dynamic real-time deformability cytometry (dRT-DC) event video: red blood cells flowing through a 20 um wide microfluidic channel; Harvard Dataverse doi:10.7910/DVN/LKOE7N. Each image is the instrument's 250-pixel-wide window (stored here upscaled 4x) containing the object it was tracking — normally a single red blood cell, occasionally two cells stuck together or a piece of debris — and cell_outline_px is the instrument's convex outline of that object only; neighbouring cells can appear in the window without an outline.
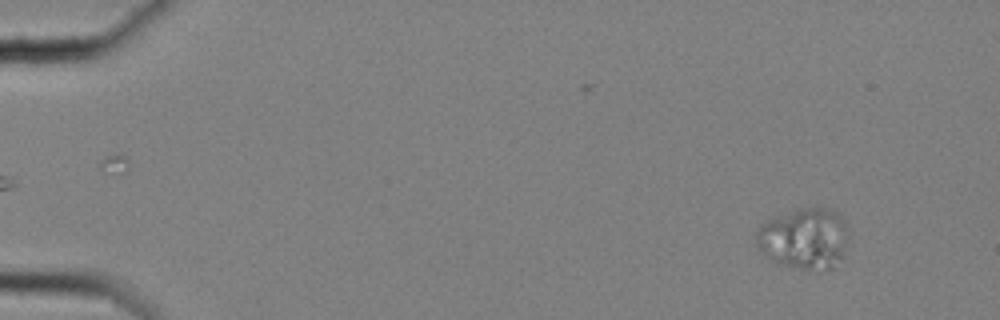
{"species": "common noctule bat (a hibernating species)", "species_latin": "Nyctalus noctula", "temperature_condition": "cold", "stored_images_in_passage": 61, "camera_frame_rate_fps": 3000, "um_per_image_px": 0.085, "animal": {"sex": "female", "body_mass_g": 25.1}, "frame": {"image": 1, "passage_image": 6, "time_ms": 1.667, "image_size_px": [1000, 320], "cell_outline_px": [[848, 236], [844, 252], [832, 268], [800, 268], [780, 264], [764, 252], [756, 244], [756, 232], [760, 224], [776, 216], [800, 208], [824, 208], [836, 212], [840, 216]], "centroid_in_image_um": [68.34, 20.24], "position_along_channel_um": 16.7, "area_um2": 31.85}}
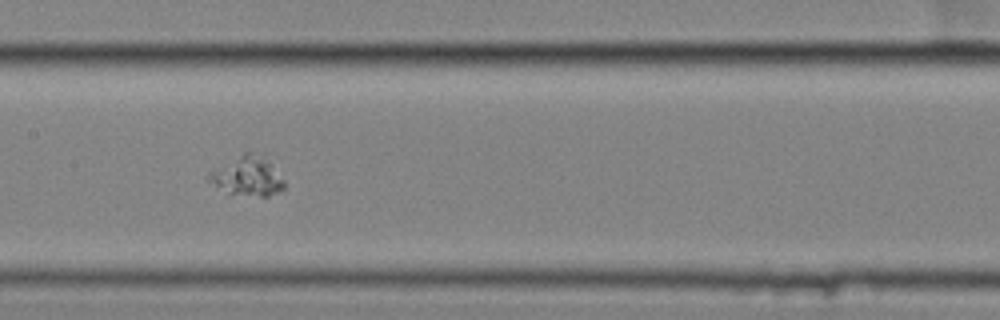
{"frame": {"image": 2, "passage_image": 32, "time_ms": 10.333, "image_size_px": [1000, 320], "cell_outline_px": [[284, 188], [268, 196], [260, 196], [228, 192], [208, 180], [208, 172], [244, 152], [264, 152], [284, 180]], "centroid_in_image_um": [21.09, 14.91], "position_along_channel_um": 186.3, "area_um2": 17.17}}
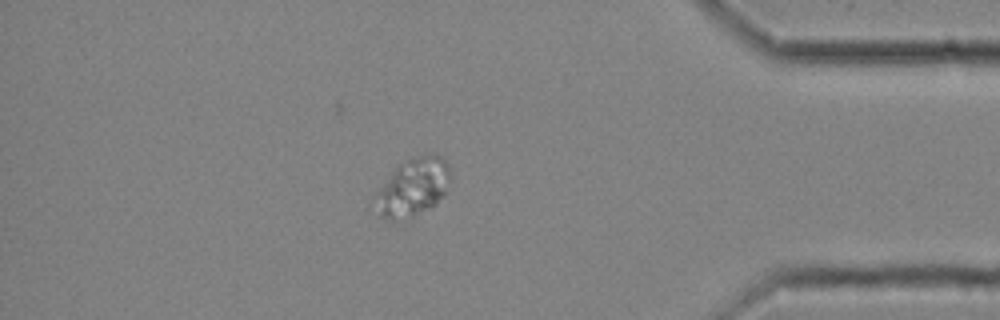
{"frame": {"image": 3, "passage_image": 53, "time_ms": 17.333, "image_size_px": [1000, 320], "cell_outline_px": [[452, 180], [444, 196], [436, 204], [412, 216], [396, 220], [384, 220], [368, 208], [368, 200], [396, 168], [400, 164], [416, 156], [440, 156], [448, 164]], "centroid_in_image_um": [34.99, 16.0], "position_along_channel_um": 400.2, "area_um2": 26.07}}